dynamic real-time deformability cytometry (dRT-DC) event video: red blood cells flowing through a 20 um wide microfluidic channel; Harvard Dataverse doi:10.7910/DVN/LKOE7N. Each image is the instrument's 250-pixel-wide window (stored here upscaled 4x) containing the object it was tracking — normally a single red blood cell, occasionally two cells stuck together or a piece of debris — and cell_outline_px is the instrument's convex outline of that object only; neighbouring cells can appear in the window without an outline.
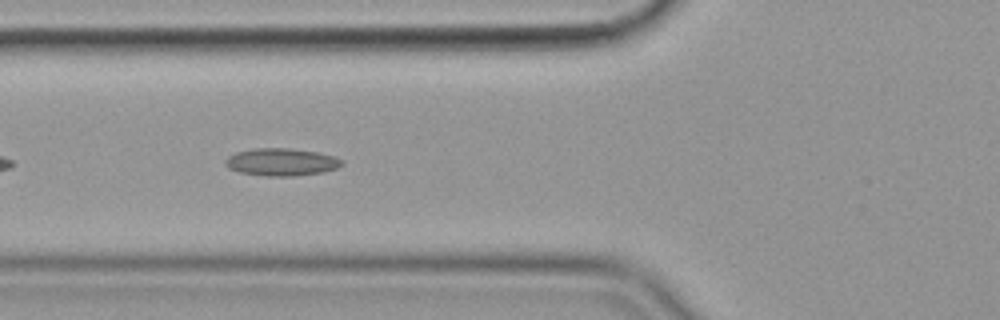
{"species": "common noctule bat (a hibernating species)", "species_latin": "Nyctalus noctula", "temperature_condition": "cold", "stored_images_in_passage": 40, "camera_frame_rate_fps": 3000, "um_per_image_px": 0.085, "animal": {"sex": "female", "body_mass_g": 19.9}, "frame": {"image": 1, "passage_image": 5, "time_ms": 1.333, "image_size_px": [1000, 320], "cell_outline_px": [[344, 164], [336, 168], [324, 172], [296, 176], [264, 176], [240, 172], [228, 168], [224, 164], [224, 160], [228, 156], [236, 152], [256, 148], [288, 148], [320, 152], [344, 160]], "centroid_in_image_um": [23.92, 13.77], "position_along_channel_um": 101.9, "area_um2": 18.84}}
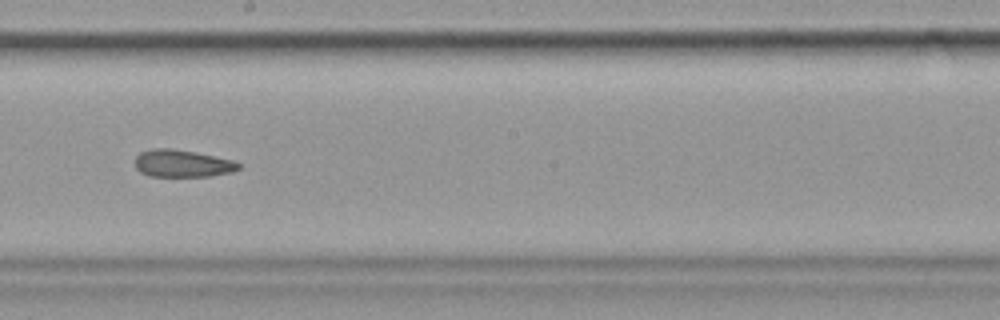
{"frame": {"image": 2, "passage_image": 16, "time_ms": 5.0, "image_size_px": [1000, 320], "cell_outline_px": [[240, 168], [232, 172], [208, 176], [152, 176], [140, 172], [136, 168], [136, 156], [140, 152], [152, 148], [172, 148], [196, 152], [232, 160], [240, 164]], "centroid_in_image_um": [15.48, 13.88], "position_along_channel_um": 232.7, "area_um2": 16.42}}
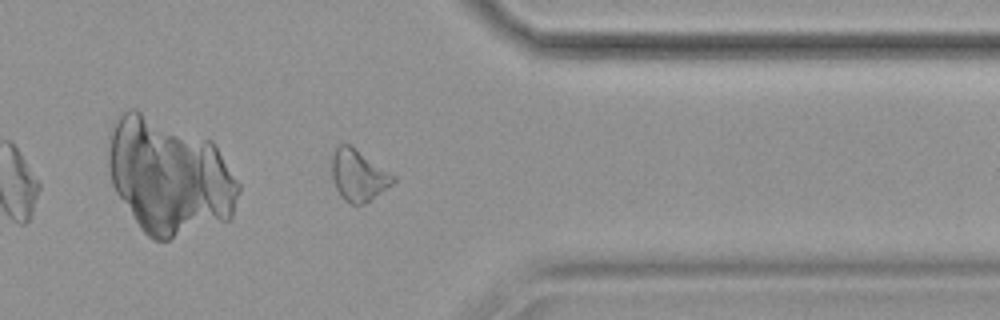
{"frame": {"image": 3, "passage_image": 29, "time_ms": 9.333, "image_size_px": [1000, 320], "cell_outline_px": [[396, 180], [392, 184], [364, 204], [352, 204], [344, 200], [340, 196], [336, 188], [332, 176], [332, 156], [336, 148], [340, 144], [352, 144], [396, 176]], "centroid_in_image_um": [30.47, 14.88], "position_along_channel_um": 380.9, "area_um2": 18.44}, "authors_computed_cell_mechanics": {"area_um2": 17.9469, "velocity_mm_per_s": 3.5774, "shape_relaxation_time_tau1_ms": null, "shape_relaxation_time_tau2_ms": 4.3546, "deformation_change_tau1": null, "deformation_change_tau2": 0.1453}}